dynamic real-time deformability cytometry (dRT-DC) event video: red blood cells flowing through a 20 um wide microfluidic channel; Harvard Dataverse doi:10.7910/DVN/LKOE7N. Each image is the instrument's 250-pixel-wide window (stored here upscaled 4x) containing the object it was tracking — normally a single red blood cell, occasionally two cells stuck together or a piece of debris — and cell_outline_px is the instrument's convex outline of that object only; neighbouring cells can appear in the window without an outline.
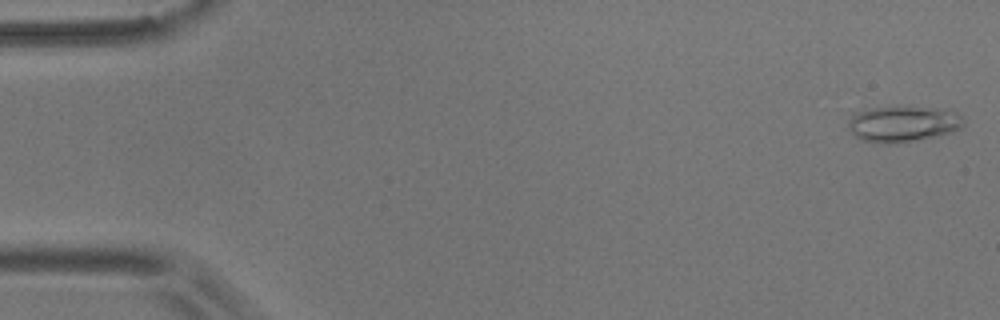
{"species": "common noctule bat (a hibernating species)", "species_latin": "Nyctalus noctula", "temperature_condition": "room temperature", "stored_images_in_passage": 10, "camera_frame_rate_fps": 3000, "um_per_image_px": 0.085, "animal": {"sex": "male", "body_mass_g": 17.9}, "frame": {"image": 1, "passage_image": 1, "time_ms": 0.0, "image_size_px": [1000, 320], "cell_outline_px": [[964, 124], [960, 128], [952, 132], [936, 136], [916, 140], [888, 144], [884, 144], [860, 140], [848, 128], [848, 120], [856, 112], [864, 108], [900, 104], [948, 108], [960, 112], [964, 116]], "centroid_in_image_um": [76.8, 10.46], "position_along_channel_um": 8.2, "area_um2": 25.49}}